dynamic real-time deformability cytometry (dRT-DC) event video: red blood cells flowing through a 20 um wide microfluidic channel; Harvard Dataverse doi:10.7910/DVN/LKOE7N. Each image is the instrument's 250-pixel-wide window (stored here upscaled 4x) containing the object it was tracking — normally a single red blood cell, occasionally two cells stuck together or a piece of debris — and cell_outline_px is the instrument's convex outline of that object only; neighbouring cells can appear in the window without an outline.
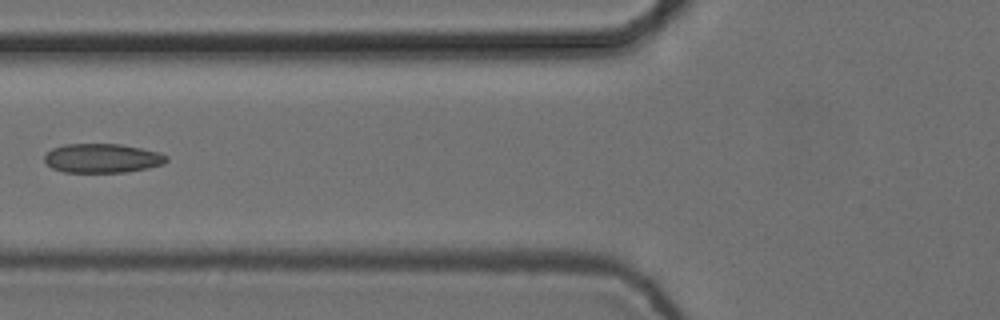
{"species": "common noctule bat (a hibernating species)", "species_latin": "Nyctalus noctula", "temperature_condition": "cold", "stored_images_in_passage": 6, "camera_frame_rate_fps": 3000, "um_per_image_px": 0.085, "animal": {"sex": "female", "body_mass_g": 24.6, "forearm_length_mm": 56.2}, "frame": {"image": 1, "passage_image": 6, "time_ms": 1.667, "image_size_px": [1000, 320], "cell_outline_px": [[168, 160], [164, 164], [148, 168], [124, 172], [64, 172], [52, 168], [44, 160], [44, 156], [52, 148], [64, 144], [120, 144], [160, 152], [168, 156]], "centroid_in_image_um": [8.71, 13.45], "position_along_channel_um": 117.1, "area_um2": 20.75}}